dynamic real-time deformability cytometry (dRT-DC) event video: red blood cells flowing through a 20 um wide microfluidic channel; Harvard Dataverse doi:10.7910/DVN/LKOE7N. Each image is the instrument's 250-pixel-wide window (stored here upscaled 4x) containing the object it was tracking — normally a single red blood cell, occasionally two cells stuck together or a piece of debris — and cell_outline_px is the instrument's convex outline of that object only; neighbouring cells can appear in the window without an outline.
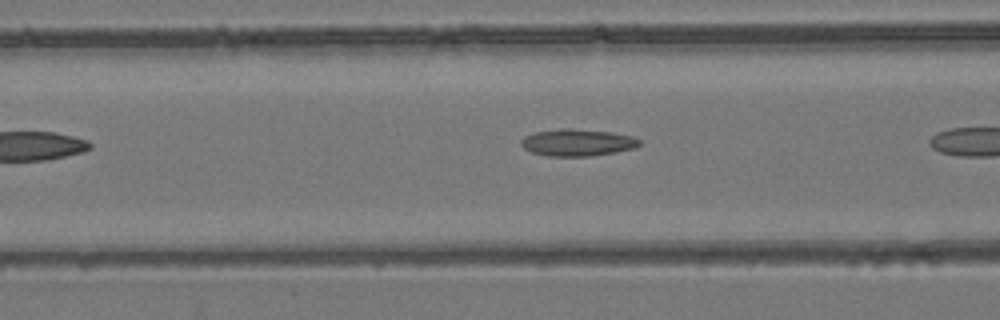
{"species": "common noctule bat (a hibernating species)", "species_latin": "Nyctalus noctula", "temperature_condition": "room temperature", "stored_images_in_passage": 7, "camera_frame_rate_fps": 3000, "um_per_image_px": 0.085, "animal": {"sex": "female", "body_mass_g": 24.6, "forearm_length_mm": 56.2}, "frame": {"image": 1, "passage_image": 4, "time_ms": 1.0, "image_size_px": [1000, 320], "cell_outline_px": [[640, 144], [632, 148], [616, 152], [592, 156], [548, 156], [532, 152], [524, 148], [520, 144], [520, 140], [524, 136], [536, 132], [560, 128], [568, 128], [612, 132], [632, 136], [640, 140]], "centroid_in_image_um": [49.05, 12.11], "position_along_channel_um": 117.5, "area_um2": 18.55}}